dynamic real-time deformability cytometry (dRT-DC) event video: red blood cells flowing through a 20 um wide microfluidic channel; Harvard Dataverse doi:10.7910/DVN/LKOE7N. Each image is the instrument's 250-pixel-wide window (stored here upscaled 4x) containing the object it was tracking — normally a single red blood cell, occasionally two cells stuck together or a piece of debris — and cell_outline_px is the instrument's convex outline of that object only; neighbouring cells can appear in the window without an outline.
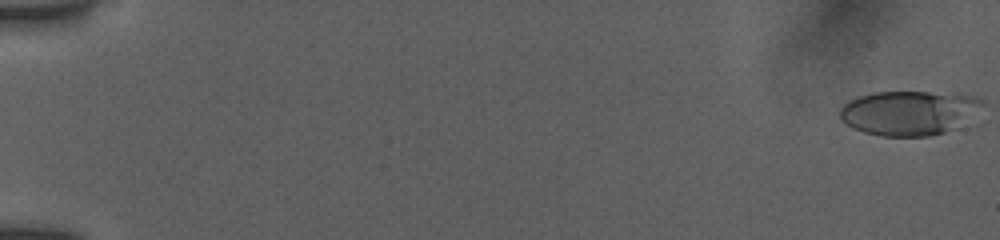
{"species": "human", "species_latin": "Homo sapiens", "temperature_condition": "room temperature", "stored_images_in_passage": 54, "camera_frame_rate_fps": 3000, "um_per_image_px": 0.085, "donor": {"sex": "female"}, "frame": {"image": 1, "passage_image": 1, "time_ms": 0.0, "image_size_px": [1000, 240], "cell_outline_px": [[984, 104], [944, 132], [932, 136], [880, 136], [864, 132], [840, 120], [840, 108], [844, 104], [860, 96], [872, 92], [928, 92], [976, 96]], "centroid_in_image_um": [77.15, 9.58], "position_along_channel_um": 7.9, "area_um2": 35.78}}
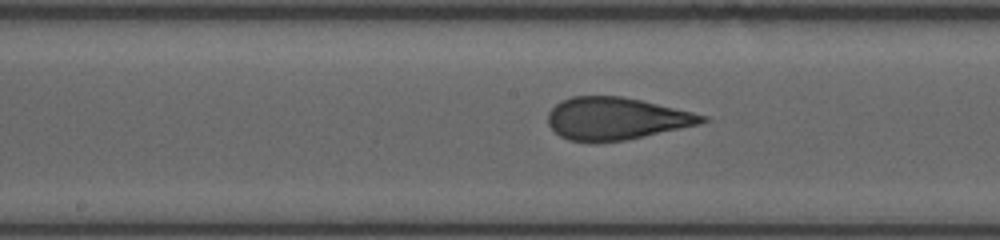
{"frame": {"image": 2, "passage_image": 30, "time_ms": 9.667, "image_size_px": [1000, 240], "cell_outline_px": [[712, 120], [700, 124], [644, 136], [624, 140], [568, 140], [560, 136], [548, 124], [548, 112], [560, 100], [572, 96], [620, 96], [640, 100], [692, 112], [708, 116]], "centroid_in_image_um": [52.38, 10.05], "position_along_channel_um": 195.8, "area_um2": 37.45}}
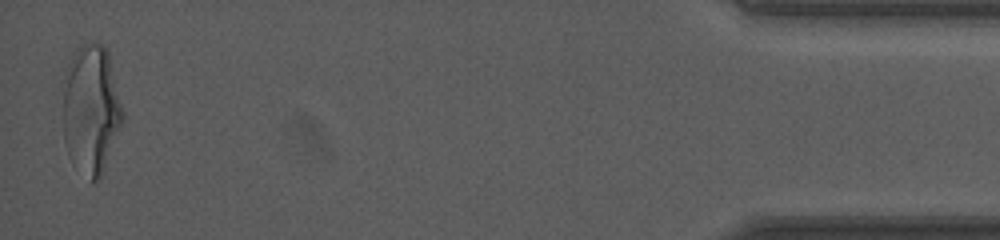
{"frame": {"image": 3, "passage_image": 54, "time_ms": 17.667, "image_size_px": [1000, 240], "cell_outline_px": [[124, 120], [104, 168], [100, 176], [92, 184], [64, 140], [60, 80], [68, 64], [80, 44], [92, 40], [104, 44], [108, 52], [124, 112]], "centroid_in_image_um": [7.73, 9.14], "position_along_channel_um": 427.5, "area_um2": 45.14}, "authors_computed_cell_mechanics": {"area_um2": 37.4255, "velocity_mm_per_s": 3.8802, "shape_relaxation_time_tau1_ms": 5.4745, "shape_relaxation_time_tau2_ms": 0.6593, "deformation_change_tau1": 0.1955, "deformation_change_tau2": 0.0828}}